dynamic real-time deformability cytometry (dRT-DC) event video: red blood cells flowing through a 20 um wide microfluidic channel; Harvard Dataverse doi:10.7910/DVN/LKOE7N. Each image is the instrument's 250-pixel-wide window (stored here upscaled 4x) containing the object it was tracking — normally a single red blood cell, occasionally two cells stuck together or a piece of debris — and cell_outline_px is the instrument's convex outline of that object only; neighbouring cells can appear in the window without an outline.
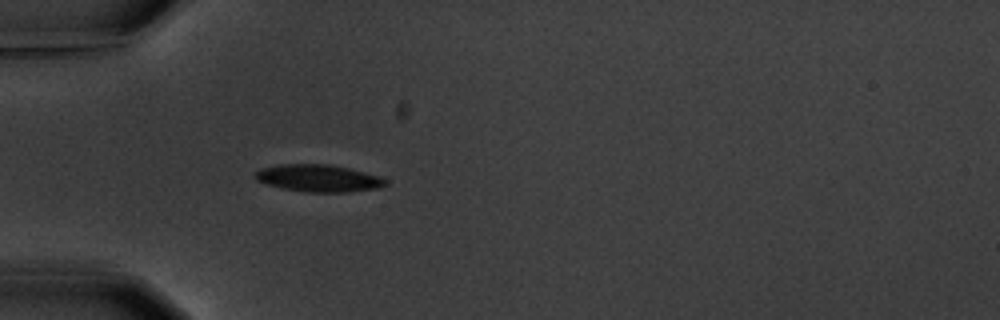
{"species": "common noctule bat (a hibernating species)", "species_latin": "Nyctalus noctula", "temperature_condition": "warm", "stored_images_in_passage": 1, "camera_frame_rate_fps": 3000, "um_per_image_px": 0.085, "animal": {"sex": "male", "body_mass_g": 20.1, "forearm_length_mm": 53.5}, "frame": {"image": 1, "passage_image": 1, "time_ms": 0.0, "image_size_px": [1000, 320], "cell_outline_px": [[388, 184], [376, 188], [344, 192], [304, 192], [280, 188], [256, 180], [256, 172], [260, 168], [280, 164], [328, 164], [348, 168], [380, 176], [388, 180]], "centroid_in_image_um": [27.07, 15.14], "position_along_channel_um": 57.9, "area_um2": 20.58}}